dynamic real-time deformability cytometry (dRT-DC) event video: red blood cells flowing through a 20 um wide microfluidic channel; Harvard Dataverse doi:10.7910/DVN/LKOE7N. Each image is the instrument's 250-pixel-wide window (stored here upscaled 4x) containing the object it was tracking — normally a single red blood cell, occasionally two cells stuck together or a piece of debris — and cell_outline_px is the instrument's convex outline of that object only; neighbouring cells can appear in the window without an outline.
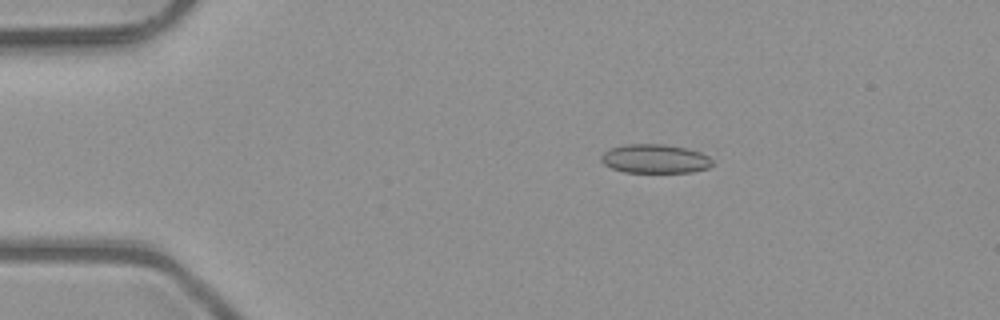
{"species": "common noctule bat (a hibernating species)", "species_latin": "Nyctalus noctula", "temperature_condition": "room temperature", "stored_images_in_passage": 3, "camera_frame_rate_fps": 3000, "um_per_image_px": 0.085, "animal": {"sex": "male", "body_mass_g": 23.1, "forearm_length_mm": 52.7}, "frame": {"image": 1, "passage_image": 1, "time_ms": 0.0, "image_size_px": [1000, 320], "cell_outline_px": [[712, 164], [708, 168], [692, 172], [624, 172], [612, 168], [604, 164], [600, 160], [600, 156], [604, 152], [612, 148], [624, 144], [664, 144], [688, 148], [700, 152], [708, 156], [712, 160]], "centroid_in_image_um": [55.67, 13.49], "position_along_channel_um": 29.3, "area_um2": 18.79}}